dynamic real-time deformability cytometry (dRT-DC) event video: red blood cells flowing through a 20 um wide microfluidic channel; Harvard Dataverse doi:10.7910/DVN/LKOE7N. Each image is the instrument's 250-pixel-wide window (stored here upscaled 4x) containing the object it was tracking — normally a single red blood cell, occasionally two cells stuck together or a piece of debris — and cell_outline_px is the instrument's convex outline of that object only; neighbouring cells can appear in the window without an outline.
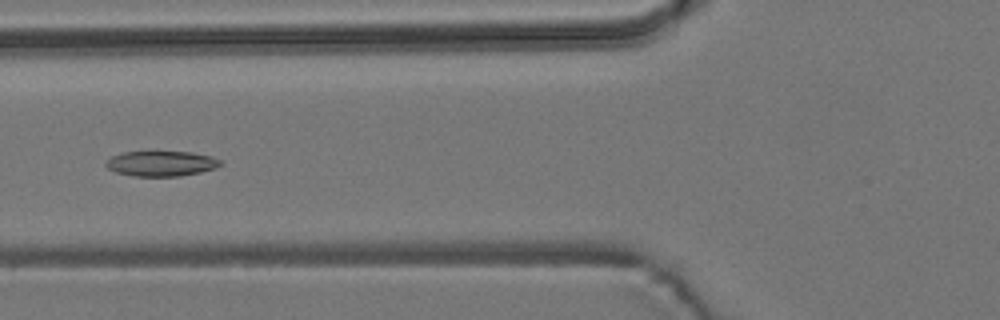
{"species": "common noctule bat (a hibernating species)", "species_latin": "Nyctalus noctula", "temperature_condition": "room temperature", "stored_images_in_passage": 8, "camera_frame_rate_fps": 3000, "um_per_image_px": 0.085, "animal": {"sex": "male", "body_mass_g": 19.2, "forearm_length_mm": 51.8}, "frame": {"image": 1, "passage_image": 5, "time_ms": 4.667, "image_size_px": [1000, 320], "cell_outline_px": [[220, 164], [216, 168], [200, 172], [180, 176], [132, 176], [116, 172], [108, 168], [104, 164], [112, 156], [124, 152], [192, 152], [212, 156], [220, 160]], "centroid_in_image_um": [13.7, 13.9], "position_along_channel_um": 112.1, "area_um2": 16.7}}
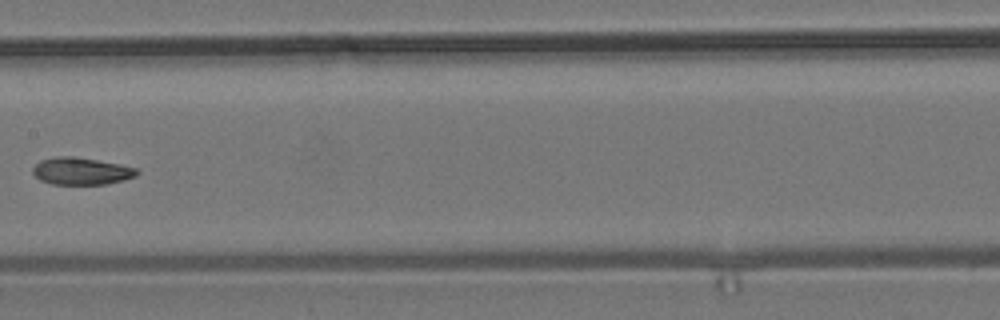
{"frame": {"image": 2, "passage_image": 7, "time_ms": 7.0, "image_size_px": [1000, 320], "cell_outline_px": [[140, 172], [136, 176], [124, 180], [108, 184], [52, 184], [40, 180], [32, 172], [32, 168], [40, 160], [56, 156], [72, 156], [120, 164], [136, 168]], "centroid_in_image_um": [6.91, 14.54], "position_along_channel_um": 200.5, "area_um2": 16.53}}
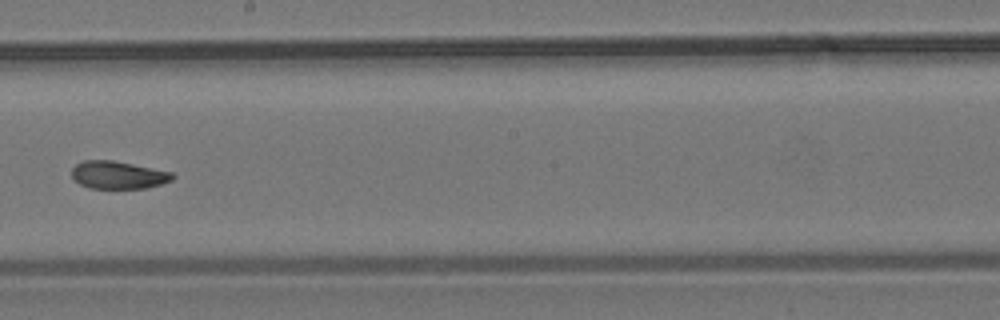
{"frame": {"image": 3, "passage_image": 8, "time_ms": 8.0, "image_size_px": [1000, 320], "cell_outline_px": [[176, 176], [172, 180], [148, 188], [92, 188], [80, 184], [72, 176], [72, 168], [76, 164], [84, 160], [112, 160], [172, 172]], "centroid_in_image_um": [10.06, 14.87], "position_along_channel_um": 238.1, "area_um2": 16.13}}